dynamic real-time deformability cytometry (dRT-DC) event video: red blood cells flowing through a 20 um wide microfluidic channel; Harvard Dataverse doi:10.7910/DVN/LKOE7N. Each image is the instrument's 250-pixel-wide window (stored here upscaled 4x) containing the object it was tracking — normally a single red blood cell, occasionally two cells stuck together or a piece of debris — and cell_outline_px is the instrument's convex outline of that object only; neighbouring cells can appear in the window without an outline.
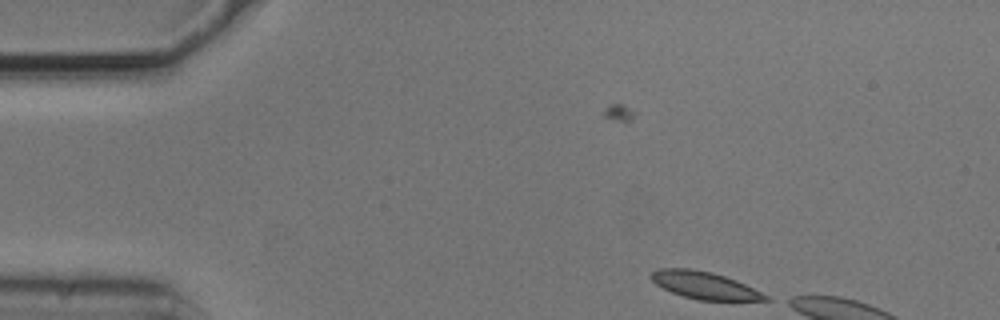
{"species": "common noctule bat (a hibernating species)", "species_latin": "Nyctalus noctula", "temperature_condition": "cold", "stored_images_in_passage": 6, "camera_frame_rate_fps": 3000, "um_per_image_px": 0.085, "animal": {"sex": "male", "body_mass_g": 20.5, "forearm_length_mm": 52.5}, "frame": {"image": 1, "passage_image": 1, "time_ms": 0.0, "image_size_px": [1000, 320], "cell_outline_px": [[772, 300], [696, 300], [672, 292], [656, 284], [648, 276], [652, 272], [660, 268], [688, 268], [712, 272], [736, 280], [768, 296]], "centroid_in_image_um": [59.85, 24.24], "position_along_channel_um": 25.2, "area_um2": 17.92}}